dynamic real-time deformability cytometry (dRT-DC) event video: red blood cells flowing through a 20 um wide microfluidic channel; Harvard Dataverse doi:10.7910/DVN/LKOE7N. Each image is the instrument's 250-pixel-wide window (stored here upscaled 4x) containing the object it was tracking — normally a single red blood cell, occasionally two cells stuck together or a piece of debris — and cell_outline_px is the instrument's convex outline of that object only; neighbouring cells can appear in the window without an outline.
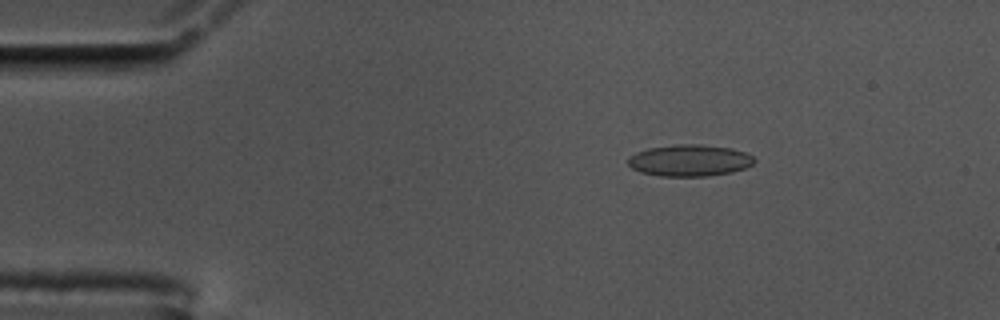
{"species": "common noctule bat (a hibernating species)", "species_latin": "Nyctalus noctula", "temperature_condition": "cold", "stored_images_in_passage": 56, "camera_frame_rate_fps": 3000, "um_per_image_px": 0.085, "animal": {"sex": "male", "body_mass_g": 17.5, "forearm_length_mm": 52.3}, "frame": {"image": 1, "passage_image": 9, "time_ms": 2.667, "image_size_px": [1000, 320], "cell_outline_px": [[756, 160], [752, 164], [744, 168], [732, 172], [708, 176], [660, 176], [640, 172], [632, 168], [628, 164], [628, 156], [636, 152], [648, 148], [676, 144], [696, 144], [732, 148], [744, 152], [752, 156]], "centroid_in_image_um": [58.59, 13.64], "position_along_channel_um": 26.4, "area_um2": 23.29}}
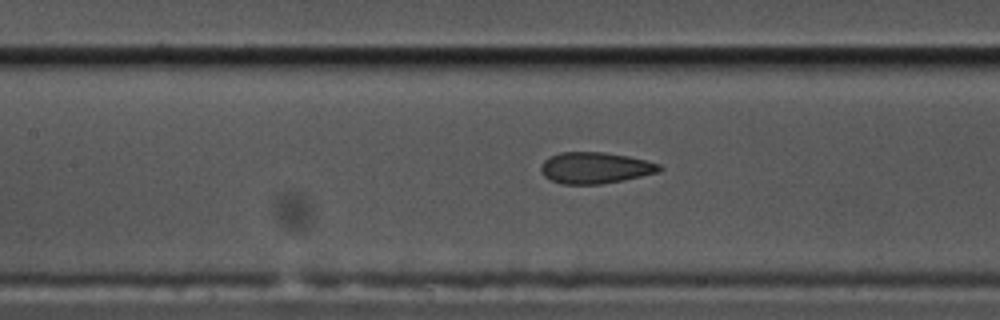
{"frame": {"image": 2, "passage_image": 25, "time_ms": 8.0, "image_size_px": [1000, 320], "cell_outline_px": [[664, 168], [660, 172], [600, 184], [560, 184], [544, 176], [540, 168], [544, 160], [560, 152], [604, 152], [628, 156], [660, 164]], "centroid_in_image_um": [50.59, 14.26], "position_along_channel_um": 156.8, "area_um2": 21.44}}
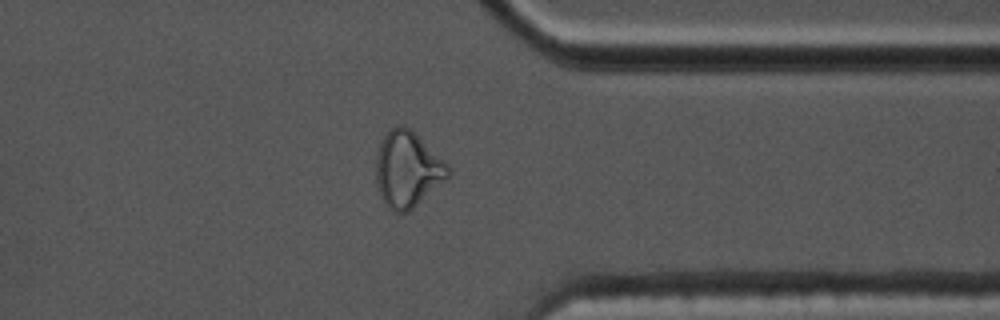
{"frame": {"image": 3, "passage_image": 44, "time_ms": 14.333, "image_size_px": [1000, 320], "cell_outline_px": [[452, 172], [444, 180], [408, 212], [392, 212], [384, 204], [380, 196], [376, 180], [376, 156], [380, 140], [396, 124], [404, 124], [448, 164]], "centroid_in_image_um": [34.6, 14.4], "position_along_channel_um": 376.8, "area_um2": 31.56}, "authors_computed_cell_mechanics": {"area_um2": 22.542, "velocity_mm_per_s": 3.5631, "shape_relaxation_time_tau1_ms": null, "shape_relaxation_time_tau2_ms": 1.2707, "deformation_change_tau1": null, "deformation_change_tau2": 0.0765}}